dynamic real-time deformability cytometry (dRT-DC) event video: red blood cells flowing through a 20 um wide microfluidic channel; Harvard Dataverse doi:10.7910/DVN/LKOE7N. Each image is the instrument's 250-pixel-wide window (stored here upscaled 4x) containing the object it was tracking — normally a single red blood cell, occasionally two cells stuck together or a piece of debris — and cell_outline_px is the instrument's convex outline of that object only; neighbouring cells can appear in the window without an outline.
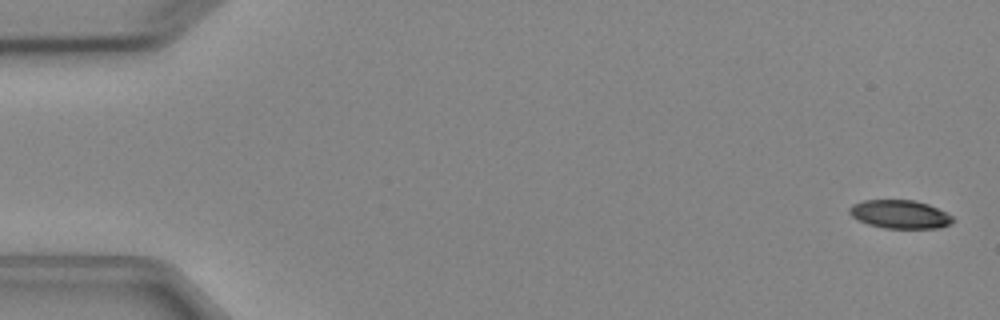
{"species": "Egyptian fruit bat (a non-hibernating species)", "species_latin": "Rousettus aegyptiacus", "temperature_condition": "cold", "stored_images_in_passage": 6, "camera_frame_rate_fps": 3000, "um_per_image_px": 0.085, "animal": {"sex": "female"}, "frame": {"image": 1, "passage_image": 1, "time_ms": 0.0, "image_size_px": [1000, 320], "cell_outline_px": [[956, 220], [940, 228], [884, 228], [868, 224], [852, 216], [848, 212], [848, 208], [852, 204], [864, 200], [912, 200], [928, 204], [952, 216]], "centroid_in_image_um": [76.47, 18.21], "position_along_channel_um": 8.5, "area_um2": 16.99}}
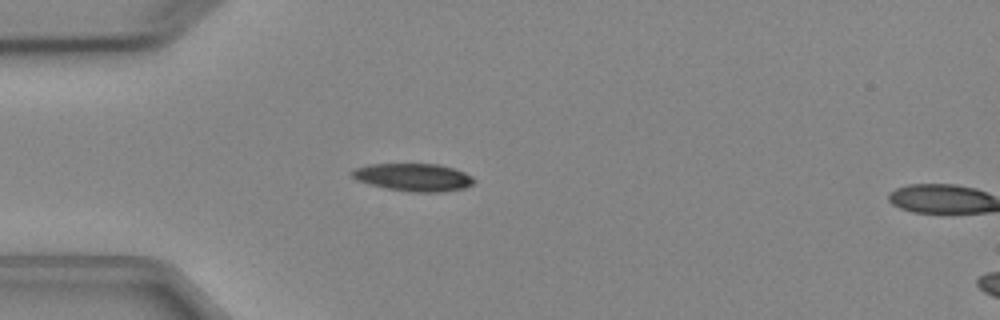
{"frame": {"image": 2, "passage_image": 5, "time_ms": 4.333, "image_size_px": [1000, 320], "cell_outline_px": [[476, 180], [472, 184], [464, 188], [444, 192], [412, 192], [388, 188], [368, 184], [356, 180], [348, 172], [356, 168], [368, 164], [440, 164], [464, 172], [472, 176]], "centroid_in_image_um": [35.13, 15.06], "position_along_channel_um": 49.9, "area_um2": 19.77}}